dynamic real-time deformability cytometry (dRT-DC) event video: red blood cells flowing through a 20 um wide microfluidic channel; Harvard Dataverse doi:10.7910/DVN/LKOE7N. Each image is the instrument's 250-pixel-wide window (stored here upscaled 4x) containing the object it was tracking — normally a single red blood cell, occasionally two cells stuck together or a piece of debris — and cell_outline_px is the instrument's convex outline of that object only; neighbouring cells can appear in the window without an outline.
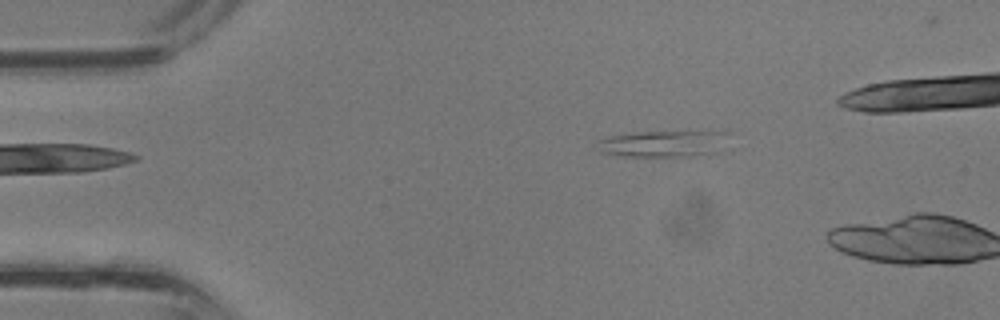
{"species": "common noctule bat (a hibernating species)", "species_latin": "Nyctalus noctula", "temperature_condition": "room temperature", "stored_images_in_passage": 2, "camera_frame_rate_fps": 3000, "um_per_image_px": 0.085, "animal": {"sex": "male", "body_mass_g": 13.3}, "frame": {"image": 1, "passage_image": 1, "time_ms": 0.0, "image_size_px": [1000, 320], "cell_outline_px": [[728, 132], [704, 152], [696, 156], [620, 156], [600, 152], [596, 140], [612, 136], [640, 132]], "centroid_in_image_um": [56.04, 12.22], "position_along_channel_um": 29.0, "area_um2": 18.67}}